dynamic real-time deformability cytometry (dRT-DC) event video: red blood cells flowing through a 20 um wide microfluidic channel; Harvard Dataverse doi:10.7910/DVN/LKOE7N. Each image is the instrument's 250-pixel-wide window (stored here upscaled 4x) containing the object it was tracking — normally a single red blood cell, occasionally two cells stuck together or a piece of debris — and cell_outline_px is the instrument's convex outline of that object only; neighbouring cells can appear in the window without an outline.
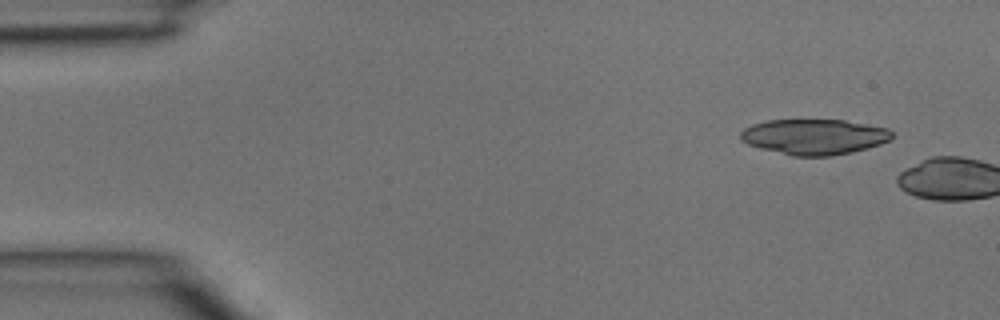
{"species": "common noctule bat (a hibernating species)", "species_latin": "Nyctalus noctula", "temperature_condition": "room temperature", "stored_images_in_passage": 2, "camera_frame_rate_fps": 3000, "um_per_image_px": 0.085, "animal": {"sex": "male", "body_mass_g": 15.6}, "frame": {"image": 1, "passage_image": 1, "time_ms": 0.0, "image_size_px": [1000, 320], "cell_outline_px": [[892, 136], [888, 140], [880, 144], [868, 148], [852, 152], [832, 156], [792, 156], [760, 148], [748, 144], [740, 140], [740, 132], [744, 128], [752, 124], [768, 120], [844, 120], [888, 128], [892, 132]], "centroid_in_image_um": [69.18, 11.63], "position_along_channel_um": 15.8, "area_um2": 31.33}}